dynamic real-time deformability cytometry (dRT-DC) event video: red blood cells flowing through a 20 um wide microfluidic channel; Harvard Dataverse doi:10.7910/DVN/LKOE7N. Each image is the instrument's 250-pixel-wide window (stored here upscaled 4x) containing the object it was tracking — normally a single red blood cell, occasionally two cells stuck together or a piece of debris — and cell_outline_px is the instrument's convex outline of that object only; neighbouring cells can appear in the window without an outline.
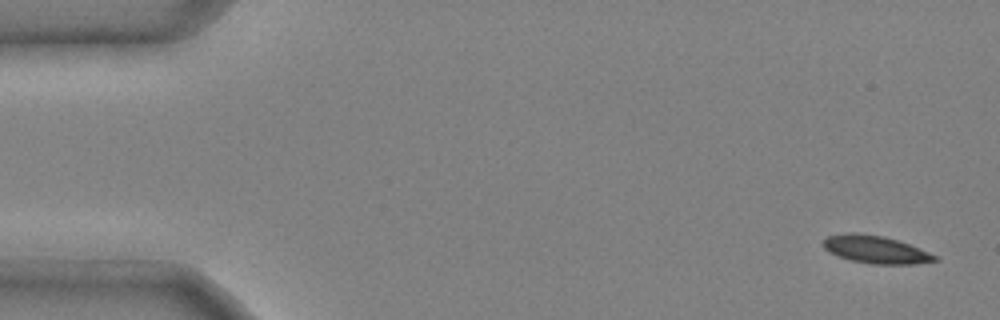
{"species": "common noctule bat (a hibernating species)", "species_latin": "Nyctalus noctula", "temperature_condition": "cold", "stored_images_in_passage": 47, "camera_frame_rate_fps": 3000, "um_per_image_px": 0.085, "animal": {"sex": "male", "body_mass_g": 20.4}, "frame": {"image": 1, "passage_image": 1, "time_ms": 0.0, "image_size_px": [1000, 320], "cell_outline_px": [[940, 260], [916, 264], [872, 264], [852, 260], [828, 252], [824, 248], [824, 240], [828, 236], [848, 232], [856, 232], [884, 236], [920, 248], [940, 256]], "centroid_in_image_um": [74.49, 21.21], "position_along_channel_um": 10.5, "area_um2": 18.03}}
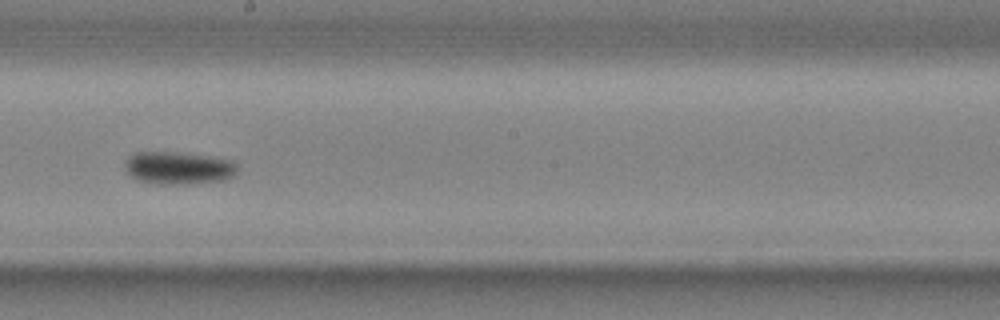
{"frame": {"image": 2, "passage_image": 27, "time_ms": 8.667, "image_size_px": [1000, 320], "cell_outline_px": [[236, 176], [224, 180], [192, 184], [160, 184], [136, 180], [128, 176], [124, 168], [124, 164], [128, 156], [136, 152], [180, 152], [208, 156], [232, 160], [236, 164]], "centroid_in_image_um": [15.14, 14.28], "position_along_channel_um": 233.1, "area_um2": 21.79}}
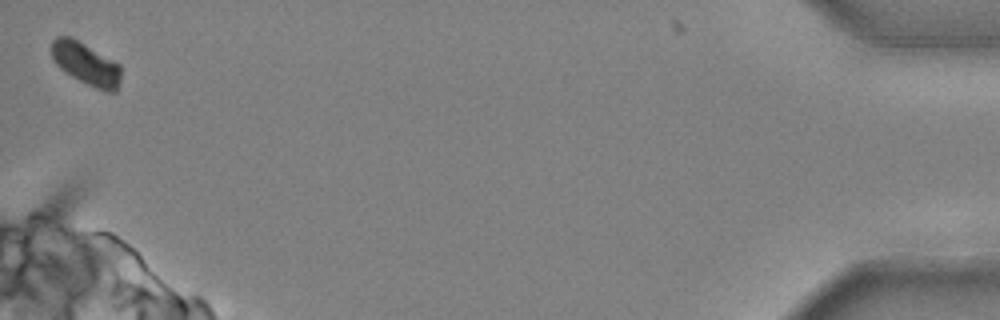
{"frame": {"image": 3, "passage_image": 47, "time_ms": 15.333, "image_size_px": [1000, 320], "cell_outline_px": [[120, 80], [116, 92], [108, 92], [96, 88], [72, 76], [60, 68], [52, 60], [52, 40], [56, 36], [72, 36], [120, 64]], "centroid_in_image_um": [7.3, 5.4], "position_along_channel_um": 427.9, "area_um2": 17.17}, "authors_computed_cell_mechanics": {"area_um2": 19.363, "velocity_mm_per_s": 3.9593, "shape_relaxation_time_tau1_ms": 7.0593, "shape_relaxation_time_tau2_ms": null, "deformation_change_tau1": 0.1925, "deformation_change_tau2": null}}